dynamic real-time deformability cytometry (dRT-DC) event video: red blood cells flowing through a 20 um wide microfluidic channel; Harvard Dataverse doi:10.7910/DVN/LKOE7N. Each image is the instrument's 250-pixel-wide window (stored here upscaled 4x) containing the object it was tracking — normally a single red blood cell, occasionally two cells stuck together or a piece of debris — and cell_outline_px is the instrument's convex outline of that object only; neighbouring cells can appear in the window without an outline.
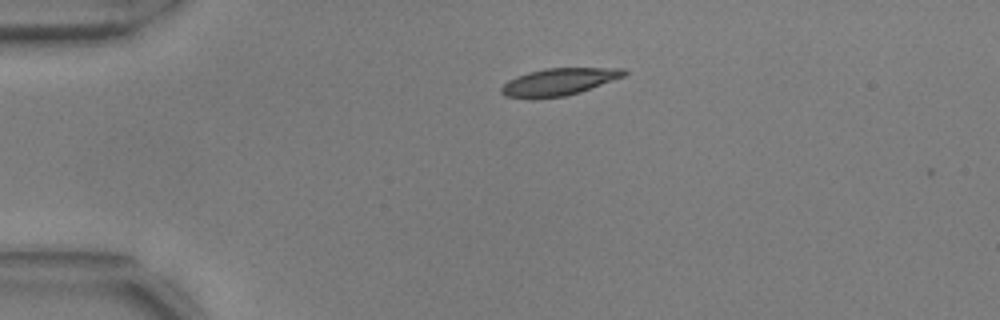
{"species": "common noctule bat (a hibernating species)", "species_latin": "Nyctalus noctula", "temperature_condition": "warm", "stored_images_in_passage": 5, "camera_frame_rate_fps": 3000, "um_per_image_px": 0.085, "animal": {"sex": "male", "body_mass_g": 17.9, "forearm_length_mm": 54.2}, "frame": {"image": 1, "passage_image": 2, "time_ms": 0.333, "image_size_px": [1000, 320], "cell_outline_px": [[628, 72], [624, 76], [580, 92], [564, 96], [504, 96], [500, 92], [500, 88], [508, 80], [516, 76], [528, 72], [544, 68], [624, 68]], "centroid_in_image_um": [47.53, 6.91], "position_along_channel_um": 37.5, "area_um2": 18.84}}